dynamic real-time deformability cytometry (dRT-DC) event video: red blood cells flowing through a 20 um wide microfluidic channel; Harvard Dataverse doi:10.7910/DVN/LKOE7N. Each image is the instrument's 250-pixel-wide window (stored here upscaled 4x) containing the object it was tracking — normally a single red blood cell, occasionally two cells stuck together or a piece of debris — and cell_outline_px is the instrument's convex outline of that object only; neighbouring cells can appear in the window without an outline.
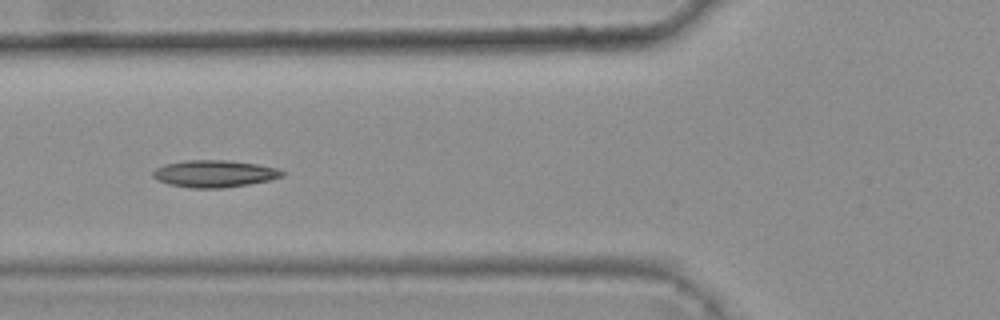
{"species": "common noctule bat (a hibernating species)", "species_latin": "Nyctalus noctula", "temperature_condition": "warm", "stored_images_in_passage": 2, "camera_frame_rate_fps": 3000, "um_per_image_px": 0.085, "animal": {"sex": "female", "body_mass_g": 25.1}, "frame": {"image": 1, "passage_image": 2, "time_ms": 0.333, "image_size_px": [1000, 320], "cell_outline_px": [[284, 176], [268, 180], [248, 184], [224, 188], [188, 188], [168, 184], [156, 180], [152, 176], [152, 172], [156, 168], [164, 164], [184, 160], [224, 160], [256, 164], [276, 168], [284, 172]], "centroid_in_image_um": [18.16, 14.77], "position_along_channel_um": 107.6, "area_um2": 20.4}}